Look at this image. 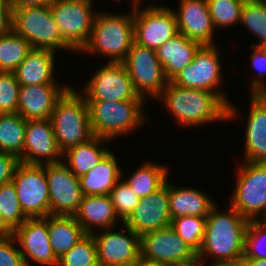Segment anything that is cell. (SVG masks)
I'll list each match as a JSON object with an SVG mask.
<instances>
[{
    "instance_id": "cell-1",
    "label": "cell",
    "mask_w": 266,
    "mask_h": 266,
    "mask_svg": "<svg viewBox=\"0 0 266 266\" xmlns=\"http://www.w3.org/2000/svg\"><path fill=\"white\" fill-rule=\"evenodd\" d=\"M229 212L217 211L214 205L206 217V227L198 260L206 262V256L215 257L212 264L238 265L245 249V234L249 220L229 206Z\"/></svg>"
},
{
    "instance_id": "cell-2",
    "label": "cell",
    "mask_w": 266,
    "mask_h": 266,
    "mask_svg": "<svg viewBox=\"0 0 266 266\" xmlns=\"http://www.w3.org/2000/svg\"><path fill=\"white\" fill-rule=\"evenodd\" d=\"M158 99L186 128L228 120V106L211 91L184 88L169 81Z\"/></svg>"
},
{
    "instance_id": "cell-3",
    "label": "cell",
    "mask_w": 266,
    "mask_h": 266,
    "mask_svg": "<svg viewBox=\"0 0 266 266\" xmlns=\"http://www.w3.org/2000/svg\"><path fill=\"white\" fill-rule=\"evenodd\" d=\"M50 120L62 153L94 137L86 99L72 86L56 101Z\"/></svg>"
},
{
    "instance_id": "cell-4",
    "label": "cell",
    "mask_w": 266,
    "mask_h": 266,
    "mask_svg": "<svg viewBox=\"0 0 266 266\" xmlns=\"http://www.w3.org/2000/svg\"><path fill=\"white\" fill-rule=\"evenodd\" d=\"M134 42L133 12L96 13L91 36L80 51L111 56L109 62H123Z\"/></svg>"
},
{
    "instance_id": "cell-5",
    "label": "cell",
    "mask_w": 266,
    "mask_h": 266,
    "mask_svg": "<svg viewBox=\"0 0 266 266\" xmlns=\"http://www.w3.org/2000/svg\"><path fill=\"white\" fill-rule=\"evenodd\" d=\"M86 102L92 132L97 137L111 140L140 127L145 121L142 116L144 100Z\"/></svg>"
},
{
    "instance_id": "cell-6",
    "label": "cell",
    "mask_w": 266,
    "mask_h": 266,
    "mask_svg": "<svg viewBox=\"0 0 266 266\" xmlns=\"http://www.w3.org/2000/svg\"><path fill=\"white\" fill-rule=\"evenodd\" d=\"M12 29L25 38L33 49H49L56 52L59 48L74 51L62 39L50 5L23 6L13 9Z\"/></svg>"
},
{
    "instance_id": "cell-7",
    "label": "cell",
    "mask_w": 266,
    "mask_h": 266,
    "mask_svg": "<svg viewBox=\"0 0 266 266\" xmlns=\"http://www.w3.org/2000/svg\"><path fill=\"white\" fill-rule=\"evenodd\" d=\"M219 59L216 45H202L196 52L193 61L171 81L184 88L214 92L228 106V120H232L237 115L236 109L217 89L222 79Z\"/></svg>"
},
{
    "instance_id": "cell-8",
    "label": "cell",
    "mask_w": 266,
    "mask_h": 266,
    "mask_svg": "<svg viewBox=\"0 0 266 266\" xmlns=\"http://www.w3.org/2000/svg\"><path fill=\"white\" fill-rule=\"evenodd\" d=\"M12 182L24 214L28 218L50 215L49 186L44 164L19 162Z\"/></svg>"
},
{
    "instance_id": "cell-9",
    "label": "cell",
    "mask_w": 266,
    "mask_h": 266,
    "mask_svg": "<svg viewBox=\"0 0 266 266\" xmlns=\"http://www.w3.org/2000/svg\"><path fill=\"white\" fill-rule=\"evenodd\" d=\"M92 0H53L50 4L62 39L75 51H81L88 43L95 13Z\"/></svg>"
},
{
    "instance_id": "cell-10",
    "label": "cell",
    "mask_w": 266,
    "mask_h": 266,
    "mask_svg": "<svg viewBox=\"0 0 266 266\" xmlns=\"http://www.w3.org/2000/svg\"><path fill=\"white\" fill-rule=\"evenodd\" d=\"M237 173L230 205L245 219L259 220L258 214L266 212V163L243 161Z\"/></svg>"
},
{
    "instance_id": "cell-11",
    "label": "cell",
    "mask_w": 266,
    "mask_h": 266,
    "mask_svg": "<svg viewBox=\"0 0 266 266\" xmlns=\"http://www.w3.org/2000/svg\"><path fill=\"white\" fill-rule=\"evenodd\" d=\"M123 64L135 91L144 99L145 94L157 99L169 82L154 49L133 42Z\"/></svg>"
},
{
    "instance_id": "cell-12",
    "label": "cell",
    "mask_w": 266,
    "mask_h": 266,
    "mask_svg": "<svg viewBox=\"0 0 266 266\" xmlns=\"http://www.w3.org/2000/svg\"><path fill=\"white\" fill-rule=\"evenodd\" d=\"M132 1L134 42L156 50L179 33L173 9L150 6L140 10V0Z\"/></svg>"
},
{
    "instance_id": "cell-13",
    "label": "cell",
    "mask_w": 266,
    "mask_h": 266,
    "mask_svg": "<svg viewBox=\"0 0 266 266\" xmlns=\"http://www.w3.org/2000/svg\"><path fill=\"white\" fill-rule=\"evenodd\" d=\"M83 89L86 101L144 100L135 91L123 62L108 61L96 71Z\"/></svg>"
},
{
    "instance_id": "cell-14",
    "label": "cell",
    "mask_w": 266,
    "mask_h": 266,
    "mask_svg": "<svg viewBox=\"0 0 266 266\" xmlns=\"http://www.w3.org/2000/svg\"><path fill=\"white\" fill-rule=\"evenodd\" d=\"M141 256L169 266L196 261L197 253L169 226L143 234L140 237Z\"/></svg>"
},
{
    "instance_id": "cell-15",
    "label": "cell",
    "mask_w": 266,
    "mask_h": 266,
    "mask_svg": "<svg viewBox=\"0 0 266 266\" xmlns=\"http://www.w3.org/2000/svg\"><path fill=\"white\" fill-rule=\"evenodd\" d=\"M49 186L50 215L74 216L83 198L80 179L62 162L45 164Z\"/></svg>"
},
{
    "instance_id": "cell-16",
    "label": "cell",
    "mask_w": 266,
    "mask_h": 266,
    "mask_svg": "<svg viewBox=\"0 0 266 266\" xmlns=\"http://www.w3.org/2000/svg\"><path fill=\"white\" fill-rule=\"evenodd\" d=\"M124 228L127 234L110 232L111 228L92 234L99 266H129L141 255L140 236L128 226Z\"/></svg>"
},
{
    "instance_id": "cell-17",
    "label": "cell",
    "mask_w": 266,
    "mask_h": 266,
    "mask_svg": "<svg viewBox=\"0 0 266 266\" xmlns=\"http://www.w3.org/2000/svg\"><path fill=\"white\" fill-rule=\"evenodd\" d=\"M171 215L169 211L168 180L147 197L140 199L131 215L123 222L140 237L148 232L169 227Z\"/></svg>"
},
{
    "instance_id": "cell-18",
    "label": "cell",
    "mask_w": 266,
    "mask_h": 266,
    "mask_svg": "<svg viewBox=\"0 0 266 266\" xmlns=\"http://www.w3.org/2000/svg\"><path fill=\"white\" fill-rule=\"evenodd\" d=\"M12 236L18 242L26 266L32 260L44 265L57 266L49 239L47 216L44 218H28L21 226L12 231Z\"/></svg>"
},
{
    "instance_id": "cell-19",
    "label": "cell",
    "mask_w": 266,
    "mask_h": 266,
    "mask_svg": "<svg viewBox=\"0 0 266 266\" xmlns=\"http://www.w3.org/2000/svg\"><path fill=\"white\" fill-rule=\"evenodd\" d=\"M63 153L58 148L50 119L27 120L23 153L20 162L43 165L58 163Z\"/></svg>"
},
{
    "instance_id": "cell-20",
    "label": "cell",
    "mask_w": 266,
    "mask_h": 266,
    "mask_svg": "<svg viewBox=\"0 0 266 266\" xmlns=\"http://www.w3.org/2000/svg\"><path fill=\"white\" fill-rule=\"evenodd\" d=\"M179 7L174 11L179 32L201 45H215L207 0H181Z\"/></svg>"
},
{
    "instance_id": "cell-21",
    "label": "cell",
    "mask_w": 266,
    "mask_h": 266,
    "mask_svg": "<svg viewBox=\"0 0 266 266\" xmlns=\"http://www.w3.org/2000/svg\"><path fill=\"white\" fill-rule=\"evenodd\" d=\"M70 86L58 84L20 86L17 113L25 120L50 119L56 101Z\"/></svg>"
},
{
    "instance_id": "cell-22",
    "label": "cell",
    "mask_w": 266,
    "mask_h": 266,
    "mask_svg": "<svg viewBox=\"0 0 266 266\" xmlns=\"http://www.w3.org/2000/svg\"><path fill=\"white\" fill-rule=\"evenodd\" d=\"M244 162L266 163V95L251 93Z\"/></svg>"
},
{
    "instance_id": "cell-23",
    "label": "cell",
    "mask_w": 266,
    "mask_h": 266,
    "mask_svg": "<svg viewBox=\"0 0 266 266\" xmlns=\"http://www.w3.org/2000/svg\"><path fill=\"white\" fill-rule=\"evenodd\" d=\"M86 234H93L94 226L113 228L119 218L109 195H83L79 210L74 215Z\"/></svg>"
},
{
    "instance_id": "cell-24",
    "label": "cell",
    "mask_w": 266,
    "mask_h": 266,
    "mask_svg": "<svg viewBox=\"0 0 266 266\" xmlns=\"http://www.w3.org/2000/svg\"><path fill=\"white\" fill-rule=\"evenodd\" d=\"M202 45L178 33L166 43L157 48L156 55L163 65L166 78L171 81L177 74L189 65Z\"/></svg>"
},
{
    "instance_id": "cell-25",
    "label": "cell",
    "mask_w": 266,
    "mask_h": 266,
    "mask_svg": "<svg viewBox=\"0 0 266 266\" xmlns=\"http://www.w3.org/2000/svg\"><path fill=\"white\" fill-rule=\"evenodd\" d=\"M55 52L32 49L24 61L13 71L20 86L56 84L54 80Z\"/></svg>"
},
{
    "instance_id": "cell-26",
    "label": "cell",
    "mask_w": 266,
    "mask_h": 266,
    "mask_svg": "<svg viewBox=\"0 0 266 266\" xmlns=\"http://www.w3.org/2000/svg\"><path fill=\"white\" fill-rule=\"evenodd\" d=\"M171 219L180 216L207 217L216 204L207 194L195 188H176L168 181Z\"/></svg>"
},
{
    "instance_id": "cell-27",
    "label": "cell",
    "mask_w": 266,
    "mask_h": 266,
    "mask_svg": "<svg viewBox=\"0 0 266 266\" xmlns=\"http://www.w3.org/2000/svg\"><path fill=\"white\" fill-rule=\"evenodd\" d=\"M120 169L117 158L109 151L93 169L79 178L83 195H109L122 178Z\"/></svg>"
},
{
    "instance_id": "cell-28",
    "label": "cell",
    "mask_w": 266,
    "mask_h": 266,
    "mask_svg": "<svg viewBox=\"0 0 266 266\" xmlns=\"http://www.w3.org/2000/svg\"><path fill=\"white\" fill-rule=\"evenodd\" d=\"M47 227L50 244L57 259L86 235L75 216L48 215Z\"/></svg>"
},
{
    "instance_id": "cell-29",
    "label": "cell",
    "mask_w": 266,
    "mask_h": 266,
    "mask_svg": "<svg viewBox=\"0 0 266 266\" xmlns=\"http://www.w3.org/2000/svg\"><path fill=\"white\" fill-rule=\"evenodd\" d=\"M107 141L109 140L94 136L88 141L68 149L62 155L67 158L65 164L76 177L80 178L93 169L110 151L106 147H101V144Z\"/></svg>"
},
{
    "instance_id": "cell-30",
    "label": "cell",
    "mask_w": 266,
    "mask_h": 266,
    "mask_svg": "<svg viewBox=\"0 0 266 266\" xmlns=\"http://www.w3.org/2000/svg\"><path fill=\"white\" fill-rule=\"evenodd\" d=\"M27 120L18 113H0V151L23 153Z\"/></svg>"
},
{
    "instance_id": "cell-31",
    "label": "cell",
    "mask_w": 266,
    "mask_h": 266,
    "mask_svg": "<svg viewBox=\"0 0 266 266\" xmlns=\"http://www.w3.org/2000/svg\"><path fill=\"white\" fill-rule=\"evenodd\" d=\"M135 172V173H134ZM125 183L143 199L159 189L167 180L168 170L161 164L144 163Z\"/></svg>"
},
{
    "instance_id": "cell-32",
    "label": "cell",
    "mask_w": 266,
    "mask_h": 266,
    "mask_svg": "<svg viewBox=\"0 0 266 266\" xmlns=\"http://www.w3.org/2000/svg\"><path fill=\"white\" fill-rule=\"evenodd\" d=\"M30 43L13 29L0 36V71L13 72L32 50Z\"/></svg>"
},
{
    "instance_id": "cell-33",
    "label": "cell",
    "mask_w": 266,
    "mask_h": 266,
    "mask_svg": "<svg viewBox=\"0 0 266 266\" xmlns=\"http://www.w3.org/2000/svg\"><path fill=\"white\" fill-rule=\"evenodd\" d=\"M240 22L259 37L251 46L266 48V0H245Z\"/></svg>"
},
{
    "instance_id": "cell-34",
    "label": "cell",
    "mask_w": 266,
    "mask_h": 266,
    "mask_svg": "<svg viewBox=\"0 0 266 266\" xmlns=\"http://www.w3.org/2000/svg\"><path fill=\"white\" fill-rule=\"evenodd\" d=\"M0 217L11 231L28 219L21 208L12 181L0 184Z\"/></svg>"
},
{
    "instance_id": "cell-35",
    "label": "cell",
    "mask_w": 266,
    "mask_h": 266,
    "mask_svg": "<svg viewBox=\"0 0 266 266\" xmlns=\"http://www.w3.org/2000/svg\"><path fill=\"white\" fill-rule=\"evenodd\" d=\"M170 226L198 254L205 233L206 217L180 216L171 219Z\"/></svg>"
},
{
    "instance_id": "cell-36",
    "label": "cell",
    "mask_w": 266,
    "mask_h": 266,
    "mask_svg": "<svg viewBox=\"0 0 266 266\" xmlns=\"http://www.w3.org/2000/svg\"><path fill=\"white\" fill-rule=\"evenodd\" d=\"M57 266H99L96 243L92 234H86L61 256Z\"/></svg>"
},
{
    "instance_id": "cell-37",
    "label": "cell",
    "mask_w": 266,
    "mask_h": 266,
    "mask_svg": "<svg viewBox=\"0 0 266 266\" xmlns=\"http://www.w3.org/2000/svg\"><path fill=\"white\" fill-rule=\"evenodd\" d=\"M245 0H207L214 28L228 27L240 22Z\"/></svg>"
},
{
    "instance_id": "cell-38",
    "label": "cell",
    "mask_w": 266,
    "mask_h": 266,
    "mask_svg": "<svg viewBox=\"0 0 266 266\" xmlns=\"http://www.w3.org/2000/svg\"><path fill=\"white\" fill-rule=\"evenodd\" d=\"M109 196L117 215L121 218L118 220H121L122 224L131 215L140 201V198L136 195V193L128 186L127 183H125V181L122 180L121 182V179L110 191Z\"/></svg>"
},
{
    "instance_id": "cell-39",
    "label": "cell",
    "mask_w": 266,
    "mask_h": 266,
    "mask_svg": "<svg viewBox=\"0 0 266 266\" xmlns=\"http://www.w3.org/2000/svg\"><path fill=\"white\" fill-rule=\"evenodd\" d=\"M266 239V226L259 220L249 221L245 234V249L243 259H263L266 258V249L262 248V243Z\"/></svg>"
},
{
    "instance_id": "cell-40",
    "label": "cell",
    "mask_w": 266,
    "mask_h": 266,
    "mask_svg": "<svg viewBox=\"0 0 266 266\" xmlns=\"http://www.w3.org/2000/svg\"><path fill=\"white\" fill-rule=\"evenodd\" d=\"M19 90L14 72L0 71V113H17Z\"/></svg>"
},
{
    "instance_id": "cell-41",
    "label": "cell",
    "mask_w": 266,
    "mask_h": 266,
    "mask_svg": "<svg viewBox=\"0 0 266 266\" xmlns=\"http://www.w3.org/2000/svg\"><path fill=\"white\" fill-rule=\"evenodd\" d=\"M15 238L11 235L0 240V266H26L19 248H15Z\"/></svg>"
},
{
    "instance_id": "cell-42",
    "label": "cell",
    "mask_w": 266,
    "mask_h": 266,
    "mask_svg": "<svg viewBox=\"0 0 266 266\" xmlns=\"http://www.w3.org/2000/svg\"><path fill=\"white\" fill-rule=\"evenodd\" d=\"M19 158L9 152L0 151V184L12 181Z\"/></svg>"
},
{
    "instance_id": "cell-43",
    "label": "cell",
    "mask_w": 266,
    "mask_h": 266,
    "mask_svg": "<svg viewBox=\"0 0 266 266\" xmlns=\"http://www.w3.org/2000/svg\"><path fill=\"white\" fill-rule=\"evenodd\" d=\"M13 9L9 0H0V36L12 30Z\"/></svg>"
},
{
    "instance_id": "cell-44",
    "label": "cell",
    "mask_w": 266,
    "mask_h": 266,
    "mask_svg": "<svg viewBox=\"0 0 266 266\" xmlns=\"http://www.w3.org/2000/svg\"><path fill=\"white\" fill-rule=\"evenodd\" d=\"M252 49L251 64L258 71L259 77H263L266 75V48L252 46Z\"/></svg>"
},
{
    "instance_id": "cell-45",
    "label": "cell",
    "mask_w": 266,
    "mask_h": 266,
    "mask_svg": "<svg viewBox=\"0 0 266 266\" xmlns=\"http://www.w3.org/2000/svg\"><path fill=\"white\" fill-rule=\"evenodd\" d=\"M12 9L23 6L50 5L53 0H9Z\"/></svg>"
},
{
    "instance_id": "cell-46",
    "label": "cell",
    "mask_w": 266,
    "mask_h": 266,
    "mask_svg": "<svg viewBox=\"0 0 266 266\" xmlns=\"http://www.w3.org/2000/svg\"><path fill=\"white\" fill-rule=\"evenodd\" d=\"M129 266H169L156 261H151L143 258L141 255Z\"/></svg>"
},
{
    "instance_id": "cell-47",
    "label": "cell",
    "mask_w": 266,
    "mask_h": 266,
    "mask_svg": "<svg viewBox=\"0 0 266 266\" xmlns=\"http://www.w3.org/2000/svg\"><path fill=\"white\" fill-rule=\"evenodd\" d=\"M251 91L250 93H265L266 95V85L265 82L259 78L253 79L251 82Z\"/></svg>"
},
{
    "instance_id": "cell-48",
    "label": "cell",
    "mask_w": 266,
    "mask_h": 266,
    "mask_svg": "<svg viewBox=\"0 0 266 266\" xmlns=\"http://www.w3.org/2000/svg\"><path fill=\"white\" fill-rule=\"evenodd\" d=\"M237 266H266V258L263 259H243Z\"/></svg>"
},
{
    "instance_id": "cell-49",
    "label": "cell",
    "mask_w": 266,
    "mask_h": 266,
    "mask_svg": "<svg viewBox=\"0 0 266 266\" xmlns=\"http://www.w3.org/2000/svg\"><path fill=\"white\" fill-rule=\"evenodd\" d=\"M12 235V231L5 225L0 217V240Z\"/></svg>"
},
{
    "instance_id": "cell-50",
    "label": "cell",
    "mask_w": 266,
    "mask_h": 266,
    "mask_svg": "<svg viewBox=\"0 0 266 266\" xmlns=\"http://www.w3.org/2000/svg\"><path fill=\"white\" fill-rule=\"evenodd\" d=\"M179 266H205V263L197 259L196 261L192 263L185 264V265H179Z\"/></svg>"
},
{
    "instance_id": "cell-51",
    "label": "cell",
    "mask_w": 266,
    "mask_h": 266,
    "mask_svg": "<svg viewBox=\"0 0 266 266\" xmlns=\"http://www.w3.org/2000/svg\"><path fill=\"white\" fill-rule=\"evenodd\" d=\"M264 218H261L259 221L266 226V212L264 213ZM263 219V220H262Z\"/></svg>"
},
{
    "instance_id": "cell-52",
    "label": "cell",
    "mask_w": 266,
    "mask_h": 266,
    "mask_svg": "<svg viewBox=\"0 0 266 266\" xmlns=\"http://www.w3.org/2000/svg\"><path fill=\"white\" fill-rule=\"evenodd\" d=\"M206 266V263H205ZM210 266H237V265H220V264H210Z\"/></svg>"
}]
</instances>
